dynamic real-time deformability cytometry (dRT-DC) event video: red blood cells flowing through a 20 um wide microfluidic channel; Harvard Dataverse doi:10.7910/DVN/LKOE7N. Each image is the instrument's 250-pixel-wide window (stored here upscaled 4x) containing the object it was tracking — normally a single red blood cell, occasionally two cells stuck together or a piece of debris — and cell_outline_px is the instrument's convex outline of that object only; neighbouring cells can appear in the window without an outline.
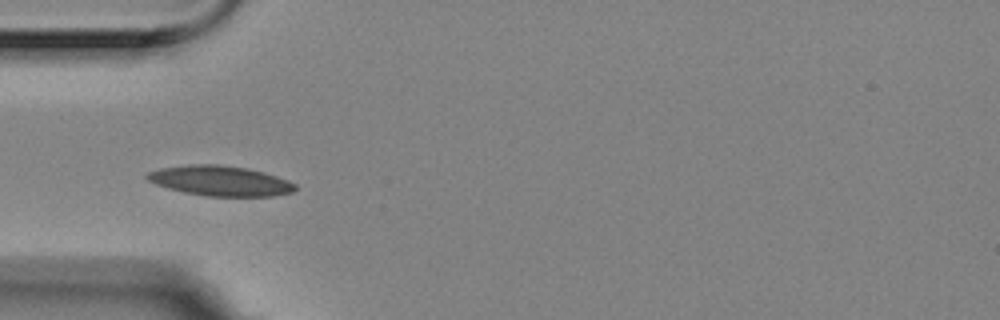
{"species": "Egyptian fruit bat (a non-hibernating species)", "species_latin": "Rousettus aegyptiacus", "temperature_condition": "room temperature", "stored_images_in_passage": 13, "camera_frame_rate_fps": 3000, "um_per_image_px": 0.085, "animal": {"sex": "female"}, "frame": {"image": 1, "passage_image": 3, "time_ms": 0.667, "image_size_px": [1000, 320], "cell_outline_px": [[296, 188], [292, 192], [272, 196], [204, 196], [184, 192], [168, 188], [156, 184], [148, 180], [144, 176], [148, 172], [160, 168], [188, 164], [220, 164], [244, 168], [264, 172], [288, 180], [296, 184]], "centroid_in_image_um": [18.69, 15.36], "position_along_channel_um": 66.3, "area_um2": 25.95}}
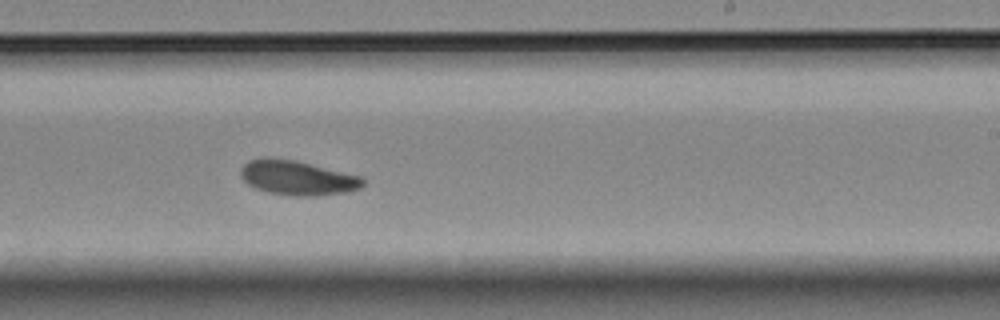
{"frame": {"image": 2, "passage_image": 8, "time_ms": 2.333, "image_size_px": [1000, 320], "cell_outline_px": [[364, 184], [360, 188], [348, 192], [316, 196], [292, 196], [268, 192], [256, 188], [248, 184], [240, 176], [240, 168], [248, 160], [264, 156], [296, 160], [360, 176], [364, 180]], "centroid_in_image_um": [25.25, 15.1], "position_along_channel_um": 263.8, "area_um2": 24.85}}
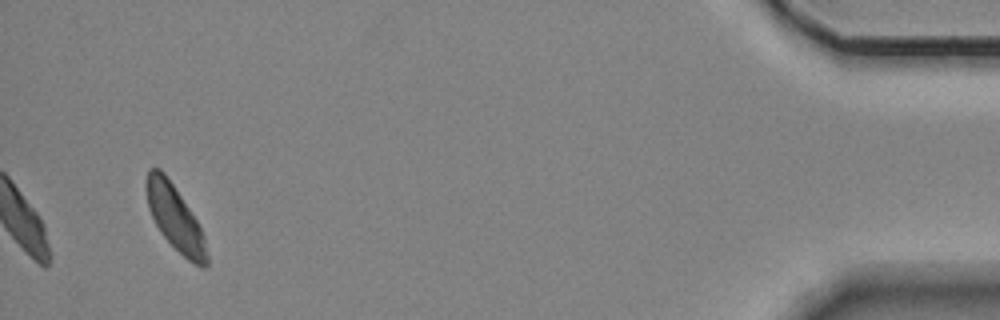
{"frame": {"image": 3, "passage_image": 13, "time_ms": 4.0, "image_size_px": [1000, 320], "cell_outline_px": [[208, 264], [204, 268], [200, 268], [188, 260], [160, 232], [148, 208], [144, 188], [144, 180], [148, 168], [160, 168], [164, 172], [196, 220], [204, 236], [208, 256]], "centroid_in_image_um": [14.84, 18.5], "position_along_channel_um": 420.4, "area_um2": 22.77}}